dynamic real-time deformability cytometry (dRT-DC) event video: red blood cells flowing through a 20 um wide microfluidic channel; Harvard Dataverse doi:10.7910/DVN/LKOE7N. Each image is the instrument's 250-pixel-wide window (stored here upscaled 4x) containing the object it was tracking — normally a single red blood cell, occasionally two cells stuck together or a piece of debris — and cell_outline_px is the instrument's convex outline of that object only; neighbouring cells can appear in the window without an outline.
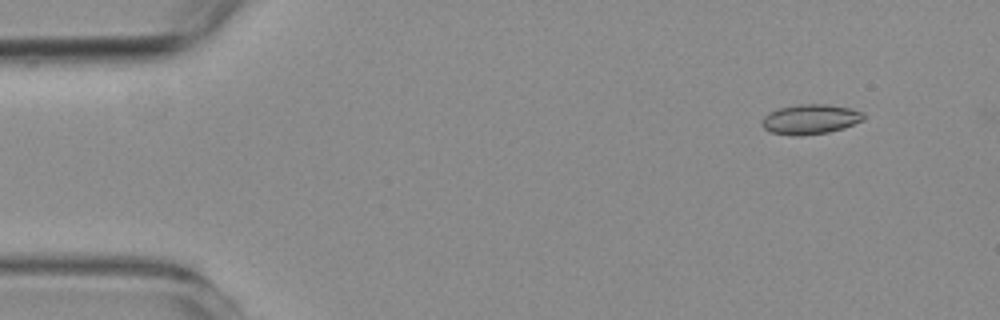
{"species": "common noctule bat (a hibernating species)", "species_latin": "Nyctalus noctula", "temperature_condition": "room temperature", "stored_images_in_passage": 53, "camera_frame_rate_fps": 3000, "um_per_image_px": 0.085, "animal": {"sex": "female", "body_mass_g": 19.3, "forearm_length_mm": 54.1}, "frame": {"image": 1, "passage_image": 1, "time_ms": 0.0, "image_size_px": [1000, 320], "cell_outline_px": [[864, 120], [844, 128], [828, 132], [800, 136], [772, 132], [764, 128], [760, 124], [760, 120], [768, 112], [780, 108], [800, 104], [828, 104], [852, 108], [864, 112]], "centroid_in_image_um": [68.89, 10.12], "position_along_channel_um": 16.1, "area_um2": 17.8}}
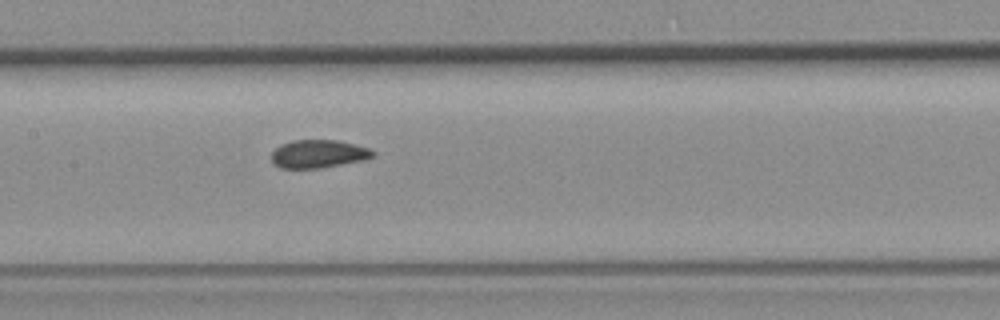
{"frame": {"image": 2, "passage_image": 23, "time_ms": 7.333, "image_size_px": [1000, 320], "cell_outline_px": [[376, 156], [364, 160], [320, 168], [280, 168], [272, 160], [272, 152], [280, 144], [292, 140], [336, 140], [372, 148], [376, 152]], "centroid_in_image_um": [27.11, 13.07], "position_along_channel_um": 180.3, "area_um2": 16.7}}
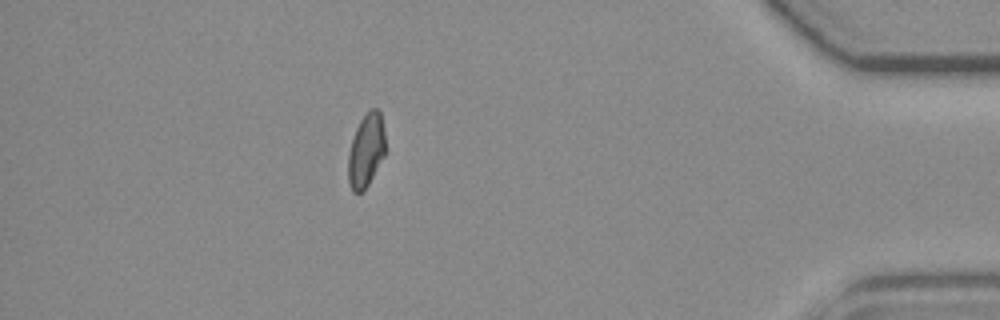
{"frame": {"image": 3, "passage_image": 46, "time_ms": 15.0, "image_size_px": [1000, 320], "cell_outline_px": [[384, 156], [368, 184], [360, 192], [352, 192], [348, 180], [348, 152], [356, 128], [360, 120], [372, 108], [376, 108], [380, 112], [384, 132]], "centroid_in_image_um": [31.1, 12.79], "position_along_channel_um": 404.1, "area_um2": 15.61}, "authors_computed_cell_mechanics": {"area_um2": 16.8776, "velocity_mm_per_s": 3.5837, "shape_relaxation_time_tau1_ms": 7.4711, "shape_relaxation_time_tau2_ms": 0.9379, "deformation_change_tau1": 0.1588, "deformation_change_tau2": 0.073}}